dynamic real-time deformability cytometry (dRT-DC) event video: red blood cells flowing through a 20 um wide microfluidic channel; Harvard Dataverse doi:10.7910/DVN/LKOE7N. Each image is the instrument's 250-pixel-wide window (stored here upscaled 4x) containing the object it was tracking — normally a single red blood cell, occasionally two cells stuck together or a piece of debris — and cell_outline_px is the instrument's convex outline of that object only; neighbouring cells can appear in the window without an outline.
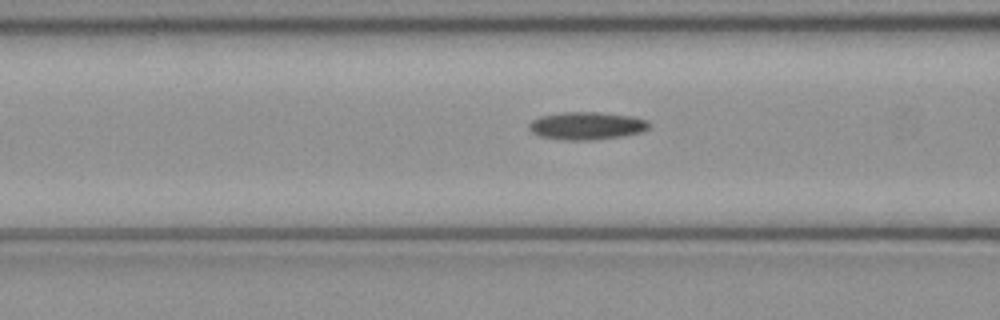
{"species": "common noctule bat (a hibernating species)", "species_latin": "Nyctalus noctula", "temperature_condition": "cold", "stored_images_in_passage": 34, "camera_frame_rate_fps": 3000, "um_per_image_px": 0.085, "animal": {"sex": "female", "body_mass_g": 21.9}, "frame": {"image": 1, "passage_image": 13, "time_ms": 4.0, "image_size_px": [1000, 320], "cell_outline_px": [[648, 128], [640, 132], [624, 136], [592, 140], [560, 140], [540, 136], [532, 132], [528, 128], [528, 124], [532, 120], [540, 116], [564, 112], [600, 112], [632, 116], [648, 120]], "centroid_in_image_um": [49.84, 10.69], "position_along_channel_um": 116.8, "area_um2": 19.48}}
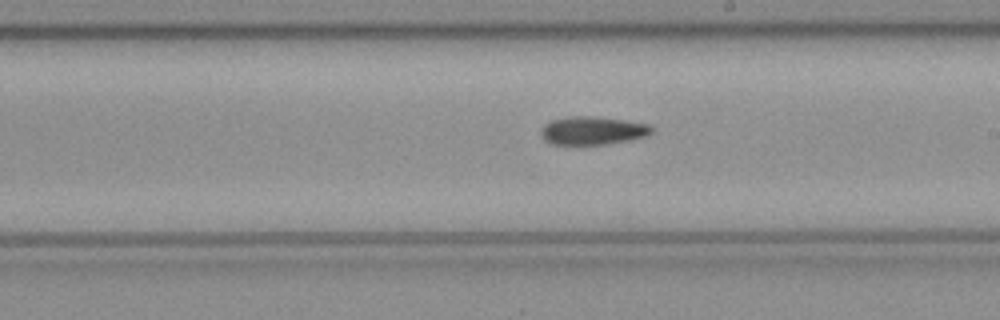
{"frame": {"image": 2, "passage_image": 22, "time_ms": 7.0, "image_size_px": [1000, 320], "cell_outline_px": [[652, 132], [644, 136], [628, 140], [604, 144], [552, 144], [544, 140], [540, 136], [540, 132], [544, 124], [552, 120], [568, 116], [596, 116], [624, 120], [648, 124], [652, 128]], "centroid_in_image_um": [50.31, 11.09], "position_along_channel_um": 238.7, "area_um2": 18.09}}
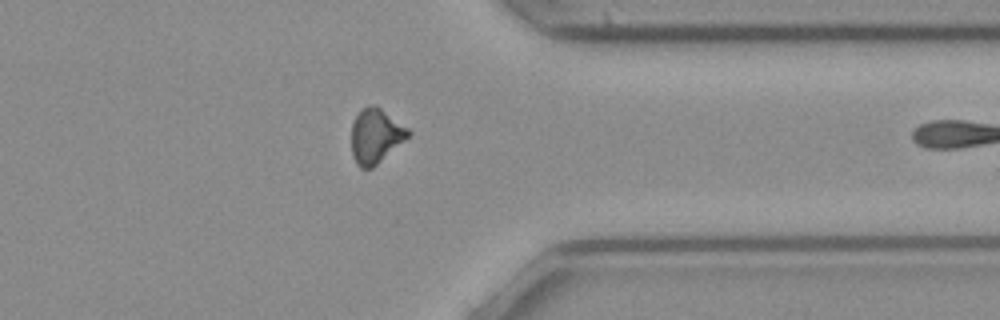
{"frame": {"image": 3, "passage_image": 33, "time_ms": 10.667, "image_size_px": [1000, 320], "cell_outline_px": [[412, 132], [404, 140], [372, 168], [360, 168], [356, 164], [352, 156], [352, 124], [360, 108], [368, 104], [376, 104], [408, 128]], "centroid_in_image_um": [31.91, 11.52], "position_along_channel_um": 379.5, "area_um2": 18.03}}